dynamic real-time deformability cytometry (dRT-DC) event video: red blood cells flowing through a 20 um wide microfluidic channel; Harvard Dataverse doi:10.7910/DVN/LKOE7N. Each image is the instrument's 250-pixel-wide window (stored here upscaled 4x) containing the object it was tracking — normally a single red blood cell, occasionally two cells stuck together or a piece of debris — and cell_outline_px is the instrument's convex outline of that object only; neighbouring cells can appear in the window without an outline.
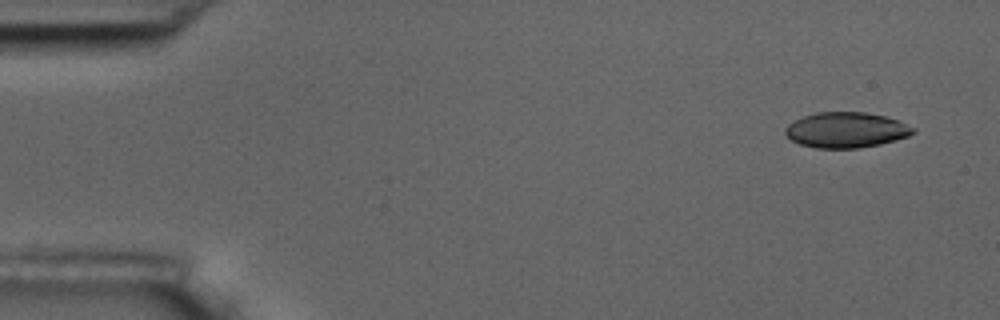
{"species": "common noctule bat (a hibernating species)", "species_latin": "Nyctalus noctula", "temperature_condition": "room temperature", "stored_images_in_passage": 6, "segment_of_instrument_passage": [2, 2], "camera_frame_rate_fps": 3000, "um_per_image_px": 0.085, "animal": {"sex": "male", "body_mass_g": 17.5, "forearm_length_mm": 52.3}, "frame": {"image": 1, "passage_image": 6, "time_ms": 6.667, "image_size_px": [1000, 320], "cell_outline_px": [[916, 132], [908, 136], [896, 140], [880, 144], [860, 148], [816, 148], [800, 144], [792, 140], [784, 132], [784, 128], [788, 124], [804, 116], [816, 112], [864, 112], [884, 116], [900, 120], [916, 128]], "centroid_in_image_um": [71.96, 11.05], "position_along_channel_um": 13.0, "area_um2": 26.53}}